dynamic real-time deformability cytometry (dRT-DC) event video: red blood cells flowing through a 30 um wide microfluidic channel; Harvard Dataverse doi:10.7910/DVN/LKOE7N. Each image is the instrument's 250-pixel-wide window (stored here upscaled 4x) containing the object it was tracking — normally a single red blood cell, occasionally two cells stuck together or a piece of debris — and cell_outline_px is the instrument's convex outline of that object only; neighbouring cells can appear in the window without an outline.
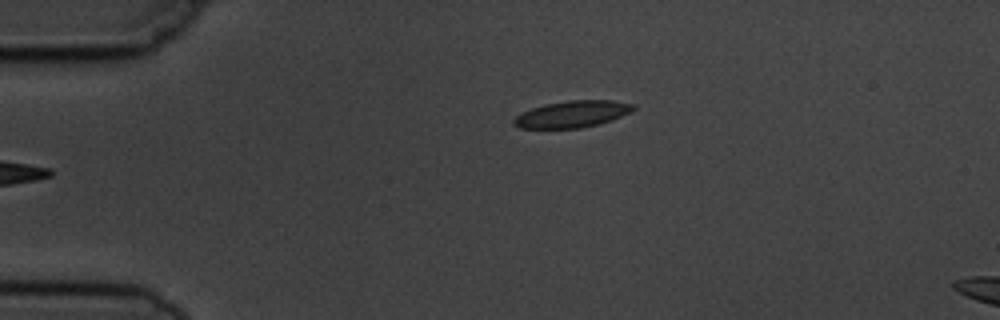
{"species": "common noctule bat (a hibernating species)", "species_latin": "Nyctalus noctula", "temperature_condition": "cold", "stored_images_in_passage": 5, "camera_frame_rate_fps": 3000, "um_per_image_px": 0.085, "animal": {"sex": "male", "body_mass_g": 19.5, "forearm_length_mm": 54.6}, "frame": {"image": 1, "passage_image": 5, "time_ms": 5.333, "image_size_px": [1000, 320], "cell_outline_px": [[636, 108], [612, 120], [600, 124], [580, 128], [520, 128], [512, 124], [512, 120], [516, 116], [532, 108], [544, 104], [568, 100], [612, 100], [636, 104]], "centroid_in_image_um": [48.65, 9.69], "position_along_channel_um": 36.4, "area_um2": 18.61}}